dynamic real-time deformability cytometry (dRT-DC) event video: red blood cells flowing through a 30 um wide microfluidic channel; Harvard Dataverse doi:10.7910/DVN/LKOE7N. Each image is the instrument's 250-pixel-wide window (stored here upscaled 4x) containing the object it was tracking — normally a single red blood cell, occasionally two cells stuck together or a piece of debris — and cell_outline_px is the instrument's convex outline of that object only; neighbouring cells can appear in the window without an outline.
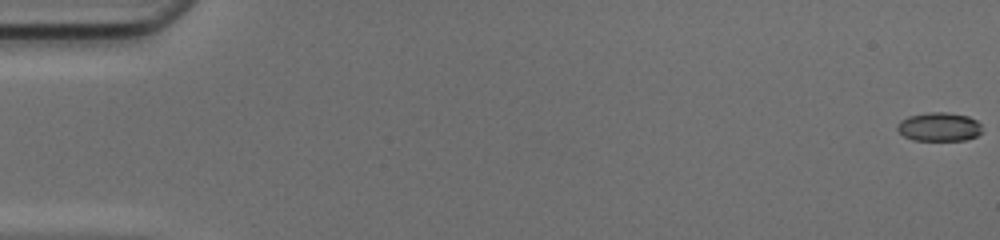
{"species": "common noctule bat (a hibernating species)", "species_latin": "Nyctalus noctula", "temperature_condition": "cold", "stored_images_in_passage": 51, "camera_frame_rate_fps": 3000, "um_per_image_px": 0.085, "animal": {"sex": "female", "body_mass_g": 17.0, "forearm_length_mm": 48.0}, "frame": {"image": 1, "passage_image": 1, "time_ms": 0.0, "image_size_px": [1000, 240], "cell_outline_px": [[980, 132], [976, 136], [964, 140], [912, 140], [904, 136], [896, 128], [900, 120], [908, 116], [928, 112], [948, 112], [968, 116], [976, 120], [980, 124]], "centroid_in_image_um": [79.8, 10.77], "position_along_channel_um": 5.2, "area_um2": 14.16}}
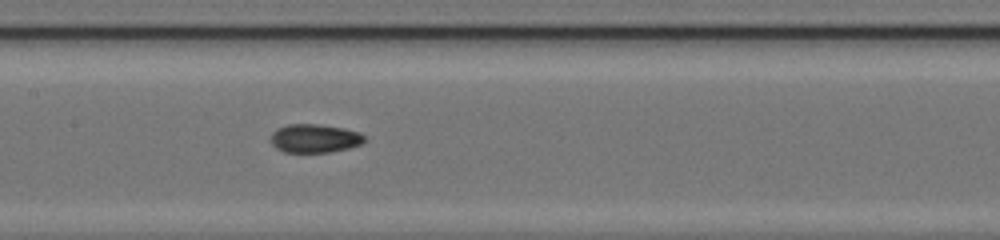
{"frame": {"image": 2, "passage_image": 26, "time_ms": 8.333, "image_size_px": [1000, 240], "cell_outline_px": [[368, 140], [360, 144], [348, 148], [332, 152], [284, 152], [276, 148], [272, 144], [272, 132], [276, 128], [288, 124], [316, 124], [344, 128], [360, 132]], "centroid_in_image_um": [26.76, 11.76], "position_along_channel_um": 180.6, "area_um2": 15.66}}
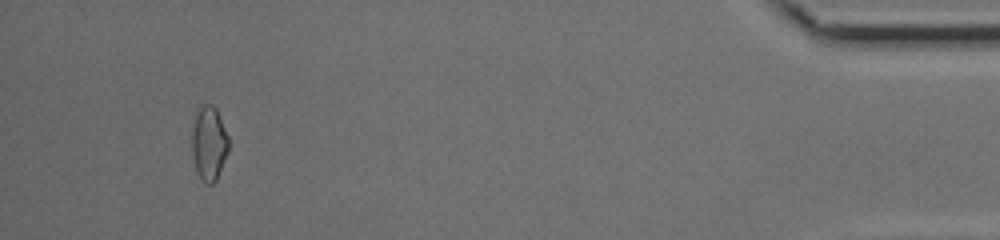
{"frame": {"image": 3, "passage_image": 48, "time_ms": 15.667, "image_size_px": [1000, 240], "cell_outline_px": [[228, 152], [216, 180], [212, 184], [204, 184], [200, 180], [196, 172], [192, 156], [192, 132], [196, 116], [200, 108], [204, 104], [212, 104], [216, 108], [228, 136]], "centroid_in_image_um": [17.76, 12.24], "position_along_channel_um": 417.4, "area_um2": 15.84}, "authors_computed_cell_mechanics": {"area_um2": 15.4326, "velocity_mm_per_s": 4.2108, "shape_relaxation_time_tau1_ms": null, "shape_relaxation_time_tau2_ms": 2.1946, "deformation_change_tau1": null, "deformation_change_tau2": 0.0673}}